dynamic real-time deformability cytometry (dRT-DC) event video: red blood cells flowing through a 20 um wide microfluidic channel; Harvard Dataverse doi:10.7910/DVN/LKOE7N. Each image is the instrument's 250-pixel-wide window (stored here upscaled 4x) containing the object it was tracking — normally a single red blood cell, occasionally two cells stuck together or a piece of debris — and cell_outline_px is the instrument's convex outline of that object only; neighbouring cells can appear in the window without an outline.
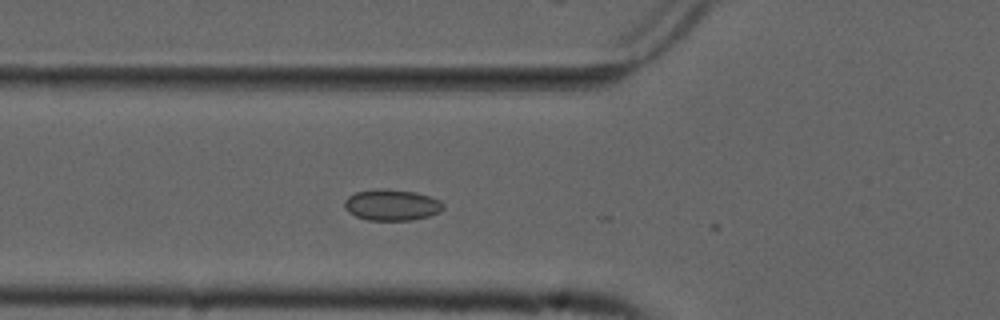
{"species": "common noctule bat (a hibernating species)", "species_latin": "Nyctalus noctula", "temperature_condition": "cold", "stored_images_in_passage": 16, "camera_frame_rate_fps": 3000, "um_per_image_px": 0.085, "animal": {"sex": "male", "forearm_length_mm": 52.5}, "frame": {"image": 1, "passage_image": 15, "time_ms": 4.667, "image_size_px": [1000, 320], "cell_outline_px": [[444, 208], [440, 212], [428, 216], [412, 220], [368, 220], [356, 216], [348, 212], [344, 208], [344, 200], [348, 196], [356, 192], [376, 188], [388, 188], [416, 192], [440, 200], [444, 204]], "centroid_in_image_um": [33.28, 17.41], "position_along_channel_um": 92.5, "area_um2": 18.15}}